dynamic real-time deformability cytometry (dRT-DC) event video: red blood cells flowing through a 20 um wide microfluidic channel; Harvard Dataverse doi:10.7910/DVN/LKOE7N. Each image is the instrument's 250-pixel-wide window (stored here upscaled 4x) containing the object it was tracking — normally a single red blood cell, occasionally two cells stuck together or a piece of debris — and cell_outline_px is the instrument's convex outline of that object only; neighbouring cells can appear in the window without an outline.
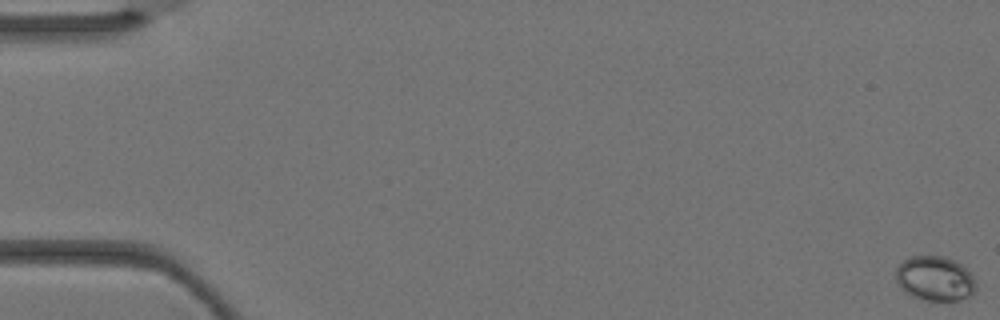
{"species": "Egyptian fruit bat (a non-hibernating species)", "species_latin": "Rousettus aegyptiacus", "temperature_condition": "warm", "stored_images_in_passage": 4, "camera_frame_rate_fps": 3000, "um_per_image_px": 0.085, "animal": {"sex": "female"}, "frame": {"image": 1, "passage_image": 1, "time_ms": 0.0, "image_size_px": [1000, 320], "cell_outline_px": [[976, 288], [972, 296], [960, 300], [924, 300], [912, 296], [904, 292], [896, 284], [896, 268], [900, 260], [912, 256], [944, 256], [960, 264], [972, 276], [976, 284]], "centroid_in_image_um": [79.42, 23.68], "position_along_channel_um": 5.6, "area_um2": 21.04}}